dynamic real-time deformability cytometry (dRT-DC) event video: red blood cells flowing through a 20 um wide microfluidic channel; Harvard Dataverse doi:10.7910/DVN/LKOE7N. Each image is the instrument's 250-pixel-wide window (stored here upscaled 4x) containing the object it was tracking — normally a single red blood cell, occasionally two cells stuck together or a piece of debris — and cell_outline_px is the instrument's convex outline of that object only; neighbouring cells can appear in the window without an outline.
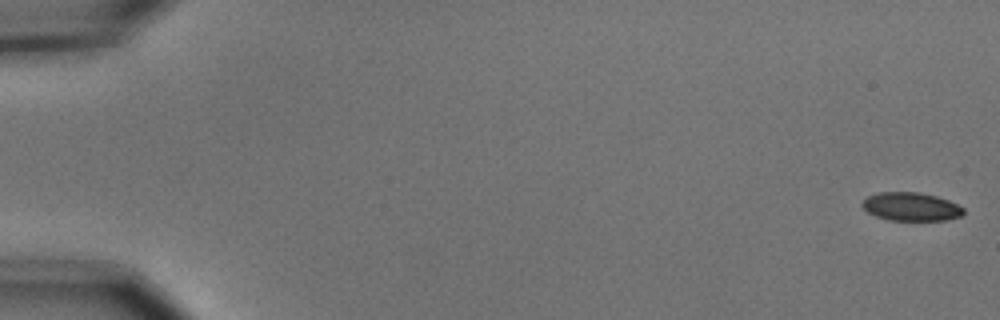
{"species": "common noctule bat (a hibernating species)", "species_latin": "Nyctalus noctula", "temperature_condition": "cold", "stored_images_in_passage": 6, "camera_frame_rate_fps": 3000, "um_per_image_px": 0.085, "animal": {"sex": "male", "body_mass_g": 15.6}, "frame": {"image": 1, "passage_image": 1, "time_ms": 0.0, "image_size_px": [1000, 320], "cell_outline_px": [[964, 216], [944, 220], [888, 220], [876, 216], [868, 212], [860, 204], [868, 196], [880, 192], [920, 192], [936, 196], [948, 200], [964, 208]], "centroid_in_image_um": [77.45, 17.57], "position_along_channel_um": 7.5, "area_um2": 16.76}}
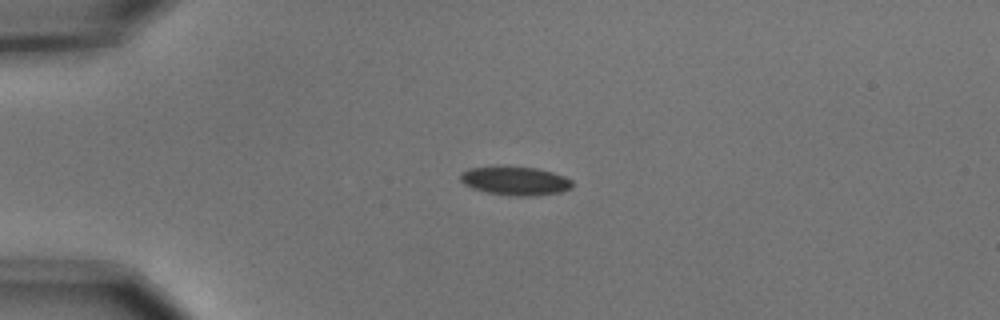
{"frame": {"image": 2, "passage_image": 4, "time_ms": 1.0, "image_size_px": [1000, 320], "cell_outline_px": [[572, 188], [560, 192], [536, 196], [516, 196], [488, 192], [472, 188], [464, 184], [460, 180], [460, 172], [468, 168], [496, 164], [504, 164], [536, 168], [552, 172], [564, 176], [572, 180]], "centroid_in_image_um": [43.75, 15.33], "position_along_channel_um": 41.3, "area_um2": 19.36}}
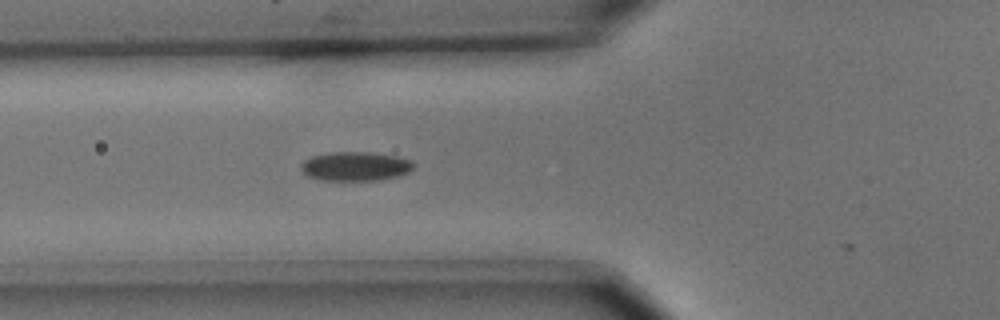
{"frame": {"image": 3, "passage_image": 6, "time_ms": 1.667, "image_size_px": [1000, 320], "cell_outline_px": [[412, 168], [408, 172], [396, 176], [376, 180], [320, 180], [308, 176], [300, 168], [300, 164], [304, 160], [312, 156], [332, 152], [372, 152], [396, 156], [412, 160]], "centroid_in_image_um": [30.17, 14.13], "position_along_channel_um": 95.6, "area_um2": 18.96}}